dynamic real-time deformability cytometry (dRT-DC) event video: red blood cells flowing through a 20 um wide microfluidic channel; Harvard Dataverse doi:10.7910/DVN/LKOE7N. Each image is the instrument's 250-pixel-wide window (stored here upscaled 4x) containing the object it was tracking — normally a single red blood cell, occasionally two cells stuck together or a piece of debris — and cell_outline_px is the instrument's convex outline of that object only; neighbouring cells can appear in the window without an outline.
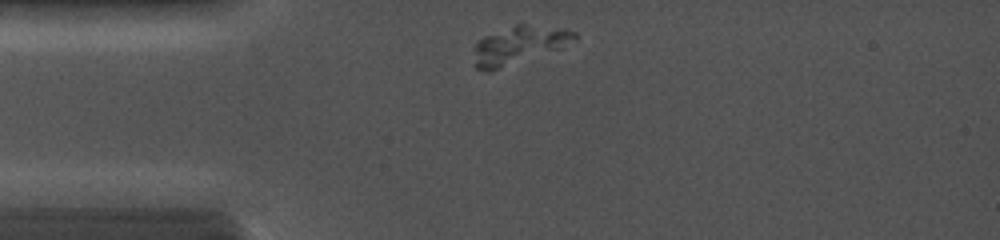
{"species": "common noctule bat (a hibernating species)", "species_latin": "Nyctalus noctula", "temperature_condition": "cold", "stored_images_in_passage": 26, "camera_frame_rate_fps": 5000, "um_per_image_px": 0.085, "animal": {"sex": "female", "body_mass_g": 19.0, "forearm_length_mm": 56.7}, "frame": {"image": 1, "passage_image": 1, "time_ms": 0.0, "image_size_px": [1000, 240], "cell_outline_px": [[576, 40], [488, 72], [484, 72], [476, 68], [476, 40], [484, 36], [516, 24], [524, 24], [564, 28], [576, 32]], "centroid_in_image_um": [44.06, 3.79], "position_along_channel_um": 40.9, "area_um2": 21.1}}